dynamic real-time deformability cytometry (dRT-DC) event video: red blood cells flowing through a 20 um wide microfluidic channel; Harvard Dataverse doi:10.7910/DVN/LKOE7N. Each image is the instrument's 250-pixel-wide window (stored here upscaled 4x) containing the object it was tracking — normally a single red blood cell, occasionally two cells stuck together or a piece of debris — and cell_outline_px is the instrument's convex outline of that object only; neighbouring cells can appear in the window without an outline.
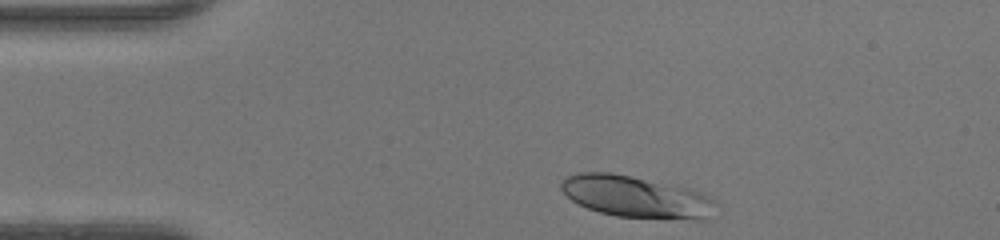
{"species": "human", "species_latin": "Homo sapiens", "temperature_condition": "warm", "stored_images_in_passage": 32, "camera_frame_rate_fps": 3000, "um_per_image_px": 0.085, "donor": {"sex": "female"}, "frame": {"image": 1, "passage_image": 2, "time_ms": 0.333, "image_size_px": [1000, 240], "cell_outline_px": [[716, 200], [708, 220], [696, 220], [616, 216], [600, 212], [588, 208], [572, 200], [560, 188], [560, 180], [568, 176], [580, 172], [608, 172], [692, 188]], "centroid_in_image_um": [54.09, 16.73], "position_along_channel_um": 30.9, "area_um2": 37.51}}
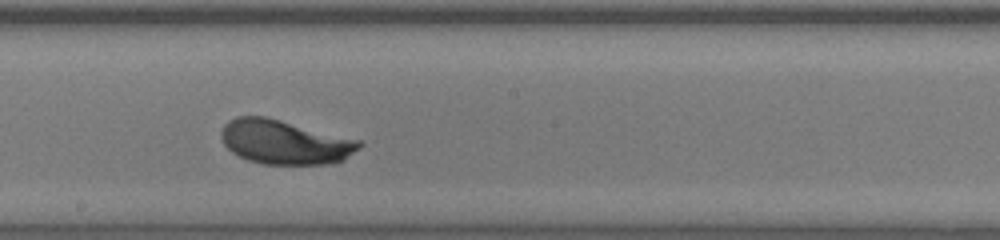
{"frame": {"image": 2, "passage_image": 19, "time_ms": 6.0, "image_size_px": [1000, 240], "cell_outline_px": [[364, 144], [360, 148], [344, 160], [328, 164], [264, 164], [248, 160], [232, 152], [224, 144], [220, 136], [220, 132], [224, 124], [228, 120], [236, 116], [264, 116], [360, 140]], "centroid_in_image_um": [24.19, 12.08], "position_along_channel_um": 224.0, "area_um2": 35.55}}
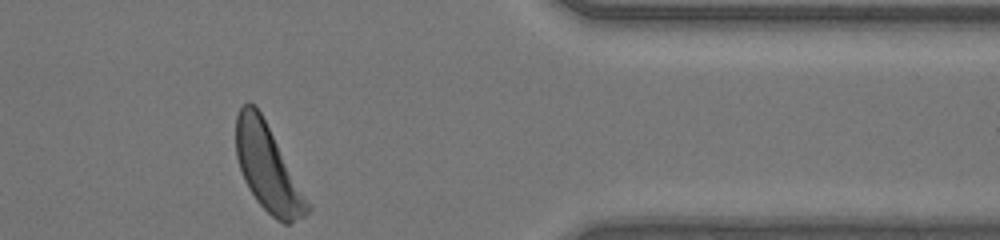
{"frame": {"image": 3, "passage_image": 32, "time_ms": 10.333, "image_size_px": [1000, 240], "cell_outline_px": [[312, 208], [304, 216], [288, 224], [284, 224], [276, 220], [256, 200], [248, 188], [244, 180], [236, 156], [236, 116], [240, 108], [248, 100], [256, 104], [312, 204]], "centroid_in_image_um": [22.78, 14.28], "position_along_channel_um": 388.6, "area_um2": 36.13}, "authors_computed_cell_mechanics": {"area_um2": 35.6626, "velocity_mm_per_s": 4.3077, "shape_relaxation_time_tau1_ms": 1.8301, "shape_relaxation_time_tau2_ms": null, "deformation_change_tau1": 0.1534, "deformation_change_tau2": null}}